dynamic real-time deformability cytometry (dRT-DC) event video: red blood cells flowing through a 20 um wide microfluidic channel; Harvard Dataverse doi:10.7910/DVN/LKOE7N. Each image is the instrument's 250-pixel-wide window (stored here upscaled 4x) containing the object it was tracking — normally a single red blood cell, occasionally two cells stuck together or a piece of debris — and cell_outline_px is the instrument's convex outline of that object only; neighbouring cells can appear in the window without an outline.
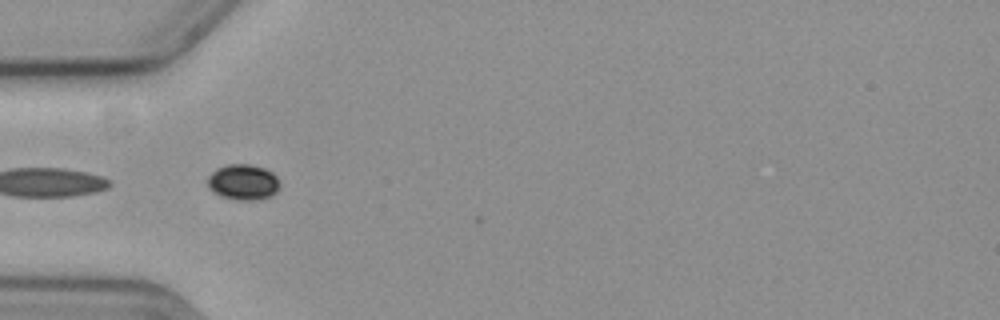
{"species": "common noctule bat (a hibernating species)", "species_latin": "Nyctalus noctula", "temperature_condition": "cold", "stored_images_in_passage": 4, "camera_frame_rate_fps": 3000, "um_per_image_px": 0.085, "animal": {"sex": "female", "body_mass_g": 19.3, "forearm_length_mm": 54.1}, "frame": {"image": 1, "passage_image": 2, "time_ms": 0.333, "image_size_px": [1000, 320], "cell_outline_px": [[280, 188], [272, 196], [260, 200], [236, 200], [220, 196], [208, 188], [208, 176], [216, 168], [228, 164], [248, 164], [264, 168], [272, 172], [276, 176], [280, 184]], "centroid_in_image_um": [20.68, 15.49], "position_along_channel_um": 64.3, "area_um2": 15.2}}